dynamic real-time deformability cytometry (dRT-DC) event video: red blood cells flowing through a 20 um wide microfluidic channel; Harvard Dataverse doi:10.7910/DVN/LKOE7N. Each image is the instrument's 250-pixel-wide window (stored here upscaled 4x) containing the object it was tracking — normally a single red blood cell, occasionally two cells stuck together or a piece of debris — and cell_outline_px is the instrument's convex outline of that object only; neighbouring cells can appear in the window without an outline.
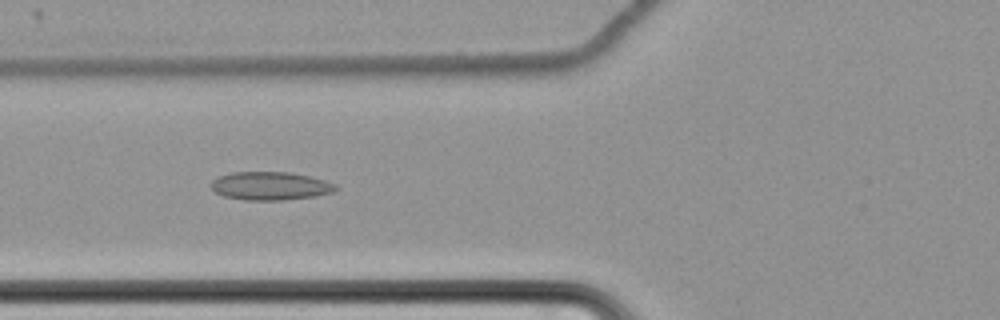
{"species": "common noctule bat (a hibernating species)", "species_latin": "Nyctalus noctula", "temperature_condition": "cold", "stored_images_in_passage": 45, "camera_frame_rate_fps": 3000, "um_per_image_px": 0.085, "animal": {"sex": "female", "body_mass_g": 22.7, "forearm_length_mm": 54.2}, "frame": {"image": 1, "passage_image": 9, "time_ms": 2.667, "image_size_px": [1000, 320], "cell_outline_px": [[340, 188], [332, 192], [316, 196], [284, 200], [244, 200], [224, 196], [216, 192], [212, 188], [212, 180], [220, 176], [232, 172], [288, 172], [308, 176], [324, 180], [336, 184]], "centroid_in_image_um": [23.0, 15.81], "position_along_channel_um": 102.8, "area_um2": 20.46}}
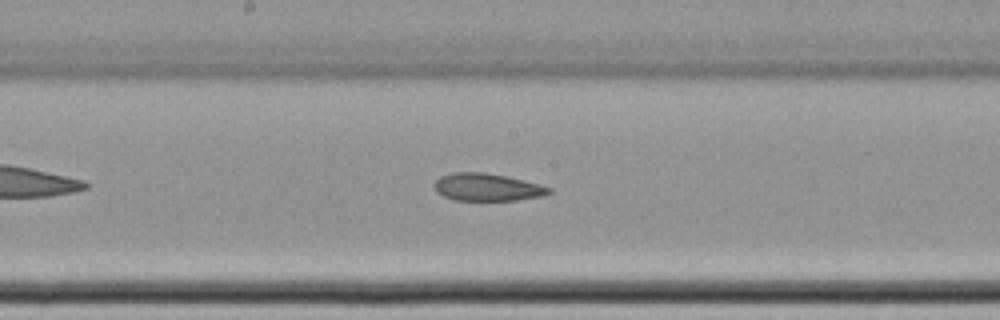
{"frame": {"image": 2, "passage_image": 18, "time_ms": 5.667, "image_size_px": [1000, 320], "cell_outline_px": [[552, 192], [544, 196], [516, 200], [452, 200], [436, 192], [432, 184], [440, 176], [452, 172], [484, 172], [508, 176], [540, 184], [552, 188]], "centroid_in_image_um": [41.4, 15.9], "position_along_channel_um": 206.8, "area_um2": 18.67}}
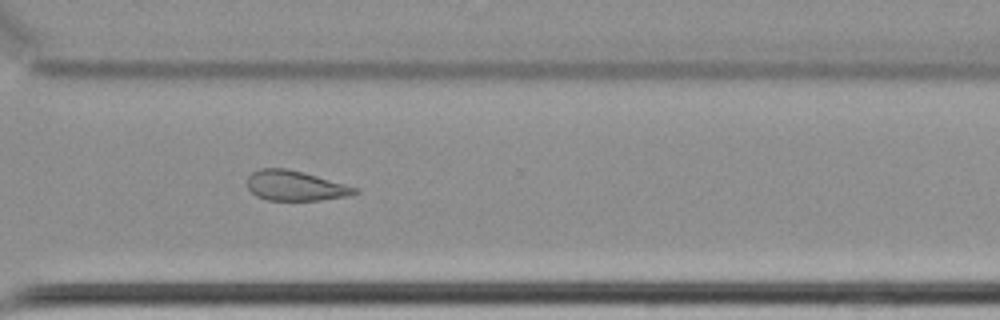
{"frame": {"image": 3, "passage_image": 30, "time_ms": 9.667, "image_size_px": [1000, 320], "cell_outline_px": [[360, 192], [348, 196], [320, 200], [268, 200], [256, 196], [248, 188], [248, 176], [252, 172], [260, 168], [284, 168], [304, 172], [360, 188]], "centroid_in_image_um": [25.13, 15.78], "position_along_channel_um": 345.5, "area_um2": 18.9}, "authors_computed_cell_mechanics": {"area_um2": 20.1722, "velocity_mm_per_s": 3.4583, "shape_relaxation_time_tau1_ms": null, "shape_relaxation_time_tau2_ms": 6.536, "deformation_change_tau1": null, "deformation_change_tau2": 0.1129}}